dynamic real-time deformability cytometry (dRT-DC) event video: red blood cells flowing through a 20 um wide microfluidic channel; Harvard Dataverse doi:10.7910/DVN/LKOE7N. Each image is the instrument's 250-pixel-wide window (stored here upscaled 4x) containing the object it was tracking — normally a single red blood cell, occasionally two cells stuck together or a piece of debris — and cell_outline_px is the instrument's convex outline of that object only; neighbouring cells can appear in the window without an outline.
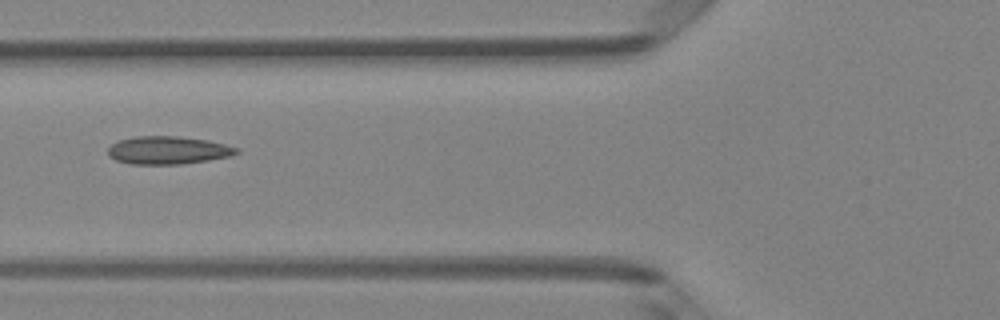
{"species": "Egyptian fruit bat (a non-hibernating species)", "species_latin": "Rousettus aegyptiacus", "temperature_condition": "room temperature", "stored_images_in_passage": 6, "camera_frame_rate_fps": 3000, "um_per_image_px": 0.085, "animal": {"sex": "female"}, "frame": {"image": 1, "passage_image": 6, "time_ms": 1.667, "image_size_px": [1000, 320], "cell_outline_px": [[240, 152], [232, 156], [208, 160], [180, 164], [132, 164], [116, 160], [108, 156], [108, 148], [112, 144], [120, 140], [136, 136], [176, 136], [208, 140], [240, 148]], "centroid_in_image_um": [14.3, 12.77], "position_along_channel_um": 111.5, "area_um2": 20.92}}